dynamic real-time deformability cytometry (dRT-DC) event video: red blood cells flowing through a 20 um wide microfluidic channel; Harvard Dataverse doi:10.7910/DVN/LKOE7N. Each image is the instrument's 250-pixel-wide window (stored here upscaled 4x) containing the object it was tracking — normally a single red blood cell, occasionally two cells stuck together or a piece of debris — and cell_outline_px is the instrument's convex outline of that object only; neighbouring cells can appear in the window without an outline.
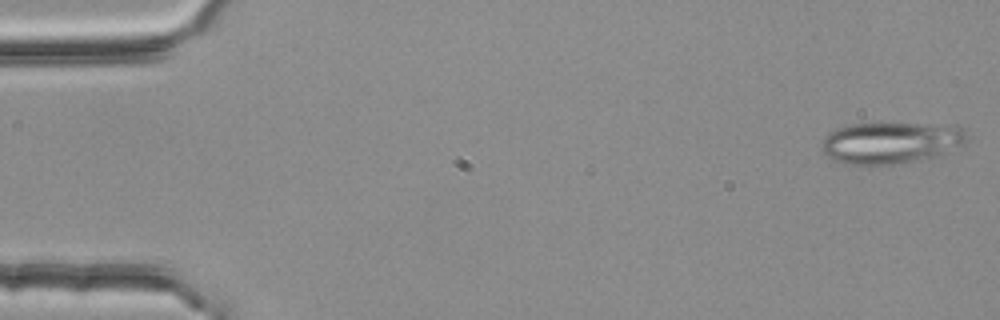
{"species": "common noctule bat (a hibernating species)", "species_latin": "Nyctalus noctula", "temperature_condition": "room temperature", "stored_images_in_passage": 3, "camera_frame_rate_fps": 3000, "um_per_image_px": 0.085, "animal": {"sex": "female", "body_mass_g": 25.1}, "frame": {"image": 1, "passage_image": 1, "time_ms": 0.0, "image_size_px": [1000, 320], "cell_outline_px": [[964, 144], [936, 156], [892, 164], [844, 164], [832, 160], [820, 152], [820, 148], [824, 136], [836, 128], [848, 124], [956, 124], [964, 132]], "centroid_in_image_um": [75.63, 12.12], "position_along_channel_um": 9.4, "area_um2": 35.03}}